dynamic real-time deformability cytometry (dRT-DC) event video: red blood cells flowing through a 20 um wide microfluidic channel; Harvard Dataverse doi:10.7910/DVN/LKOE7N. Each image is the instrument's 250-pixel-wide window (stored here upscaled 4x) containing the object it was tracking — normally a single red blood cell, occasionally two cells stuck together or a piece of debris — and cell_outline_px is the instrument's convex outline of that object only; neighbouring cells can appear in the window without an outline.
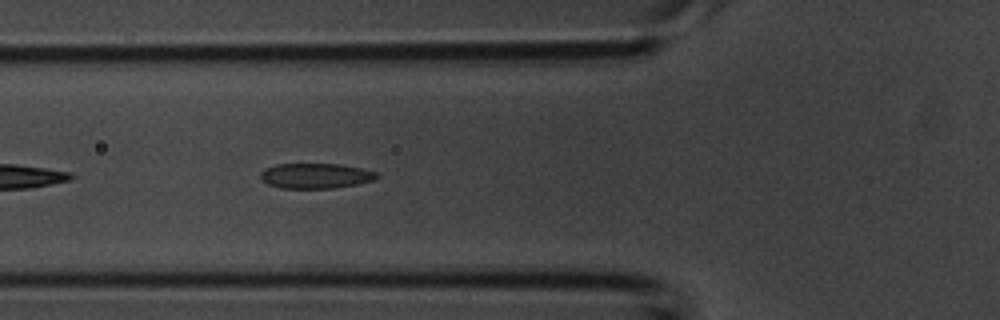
{"species": "common noctule bat (a hibernating species)", "species_latin": "Nyctalus noctula", "temperature_condition": "room temperature", "stored_images_in_passage": 30, "camera_frame_rate_fps": 3000, "um_per_image_px": 0.085, "animal": {"sex": "male", "body_mass_g": 20.1, "forearm_length_mm": 53.5}, "frame": {"image": 1, "passage_image": 4, "time_ms": 1.0, "image_size_px": [1000, 320], "cell_outline_px": [[380, 176], [376, 180], [356, 184], [332, 188], [280, 188], [268, 184], [260, 180], [260, 172], [264, 168], [276, 164], [340, 164], [360, 168], [376, 172]], "centroid_in_image_um": [26.8, 14.94], "position_along_channel_um": 99.0, "area_um2": 17.17}}
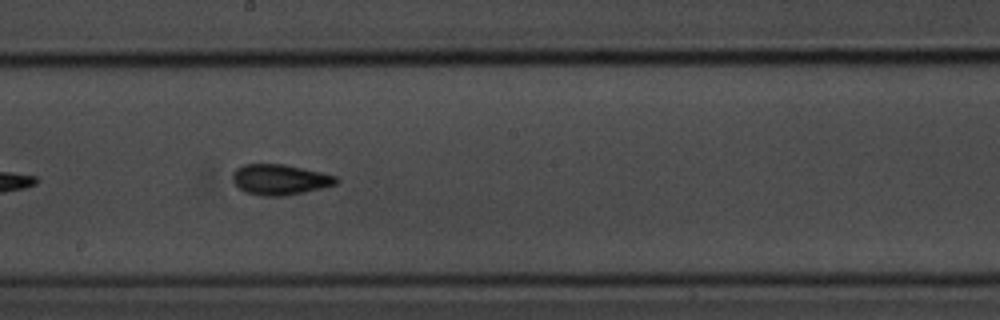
{"frame": {"image": 2, "passage_image": 12, "time_ms": 3.667, "image_size_px": [1000, 320], "cell_outline_px": [[340, 180], [336, 184], [304, 192], [284, 196], [260, 196], [244, 192], [232, 180], [232, 172], [236, 168], [244, 164], [284, 164], [320, 172], [336, 176]], "centroid_in_image_um": [23.76, 15.26], "position_along_channel_um": 224.4, "area_um2": 18.44}}
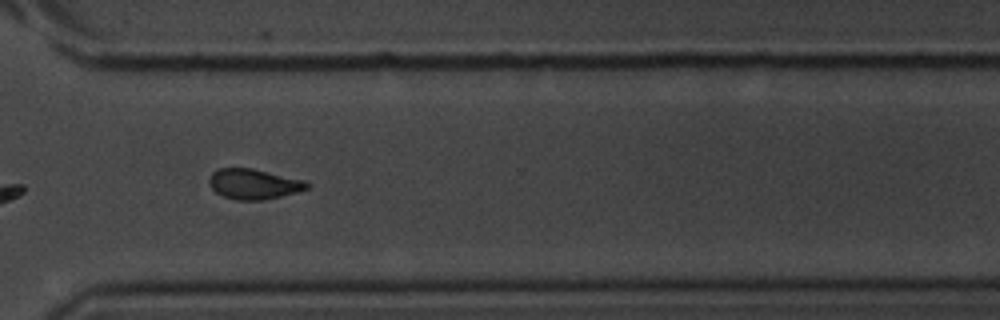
{"frame": {"image": 3, "passage_image": 20, "time_ms": 6.333, "image_size_px": [1000, 320], "cell_outline_px": [[312, 188], [296, 192], [260, 200], [236, 200], [224, 196], [216, 192], [208, 184], [208, 176], [216, 168], [252, 168], [308, 180], [312, 184]], "centroid_in_image_um": [21.6, 15.62], "position_along_channel_um": 349.0, "area_um2": 17.57}}